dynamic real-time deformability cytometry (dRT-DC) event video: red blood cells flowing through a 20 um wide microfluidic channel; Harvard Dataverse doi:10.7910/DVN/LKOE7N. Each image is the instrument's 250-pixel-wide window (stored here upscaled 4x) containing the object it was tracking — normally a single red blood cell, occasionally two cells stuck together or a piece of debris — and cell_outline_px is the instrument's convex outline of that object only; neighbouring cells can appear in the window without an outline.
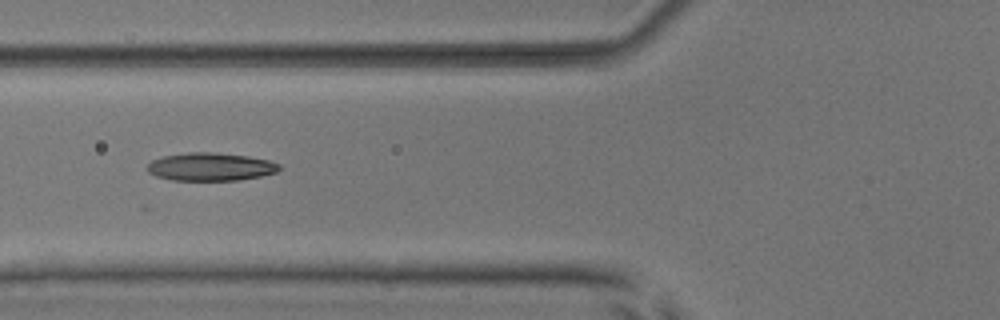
{"species": "common noctule bat (a hibernating species)", "species_latin": "Nyctalus noctula", "temperature_condition": "room temperature", "stored_images_in_passage": 4, "camera_frame_rate_fps": 3000, "um_per_image_px": 0.085, "animal": {"sex": "male", "body_mass_g": 17.9, "forearm_length_mm": 54.2}, "frame": {"image": 1, "passage_image": 2, "time_ms": 1.0, "image_size_px": [1000, 320], "cell_outline_px": [[280, 168], [276, 172], [260, 176], [236, 180], [172, 180], [156, 176], [148, 172], [144, 168], [152, 160], [164, 156], [188, 152], [216, 152], [248, 156], [268, 160], [280, 164]], "centroid_in_image_um": [17.86, 14.17], "position_along_channel_um": 107.9, "area_um2": 21.56}}
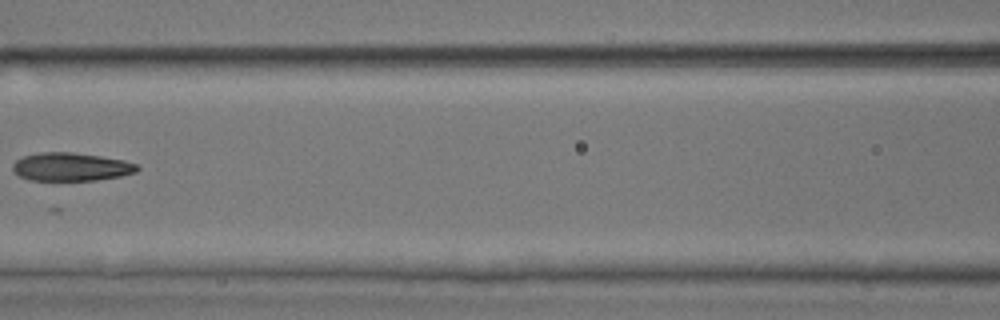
{"frame": {"image": 2, "passage_image": 3, "time_ms": 2.333, "image_size_px": [1000, 320], "cell_outline_px": [[140, 168], [136, 172], [120, 176], [96, 180], [28, 180], [20, 176], [12, 168], [12, 164], [16, 160], [24, 156], [40, 152], [72, 152], [100, 156], [124, 160], [136, 164]], "centroid_in_image_um": [6.04, 14.18], "position_along_channel_um": 160.6, "area_um2": 20.4}}